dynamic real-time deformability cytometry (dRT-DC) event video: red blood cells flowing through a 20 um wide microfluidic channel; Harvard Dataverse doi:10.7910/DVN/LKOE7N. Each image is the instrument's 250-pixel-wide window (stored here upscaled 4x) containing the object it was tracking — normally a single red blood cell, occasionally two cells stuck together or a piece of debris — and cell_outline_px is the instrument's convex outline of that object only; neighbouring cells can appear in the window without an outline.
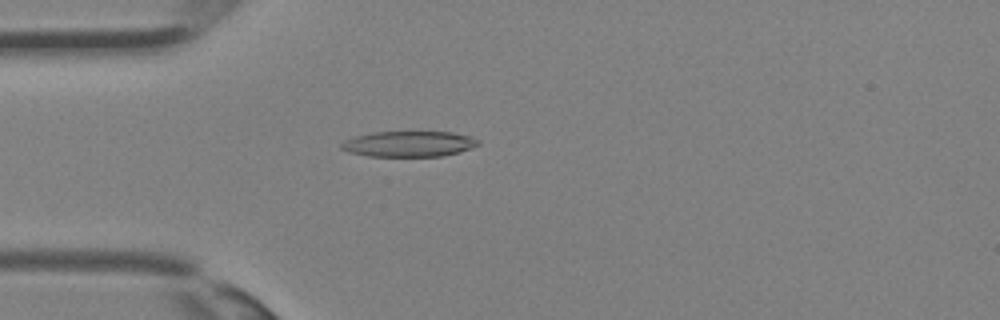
{"species": "Egyptian fruit bat (a non-hibernating species)", "species_latin": "Rousettus aegyptiacus", "temperature_condition": "room temperature", "stored_images_in_passage": 34, "camera_frame_rate_fps": 3000, "um_per_image_px": 0.085, "animal": {"sex": "female"}, "frame": {"image": 1, "passage_image": 9, "time_ms": 2.667, "image_size_px": [1000, 320], "cell_outline_px": [[480, 144], [472, 148], [460, 152], [444, 156], [368, 156], [348, 152], [340, 148], [340, 144], [344, 140], [356, 136], [372, 132], [452, 132], [472, 136], [480, 140]], "centroid_in_image_um": [34.79, 12.23], "position_along_channel_um": 50.2, "area_um2": 20.63}}
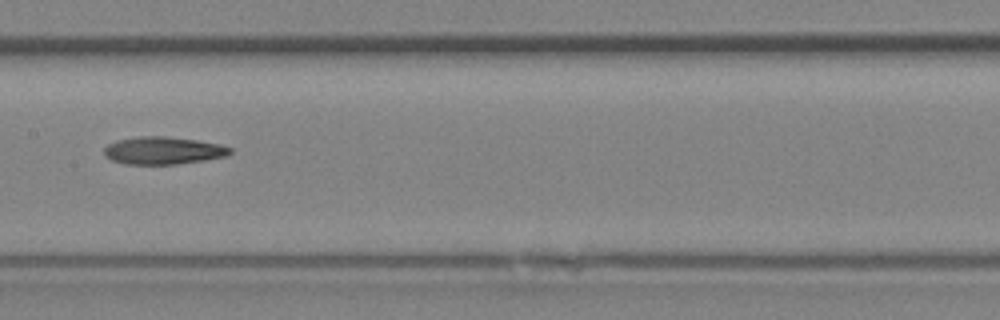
{"frame": {"image": 2, "passage_image": 17, "time_ms": 5.333, "image_size_px": [1000, 320], "cell_outline_px": [[232, 152], [224, 156], [204, 160], [176, 164], [124, 164], [112, 160], [104, 156], [104, 148], [108, 144], [116, 140], [140, 136], [164, 136], [196, 140], [220, 144], [232, 148]], "centroid_in_image_um": [13.84, 12.79], "position_along_channel_um": 193.6, "area_um2": 20.17}}
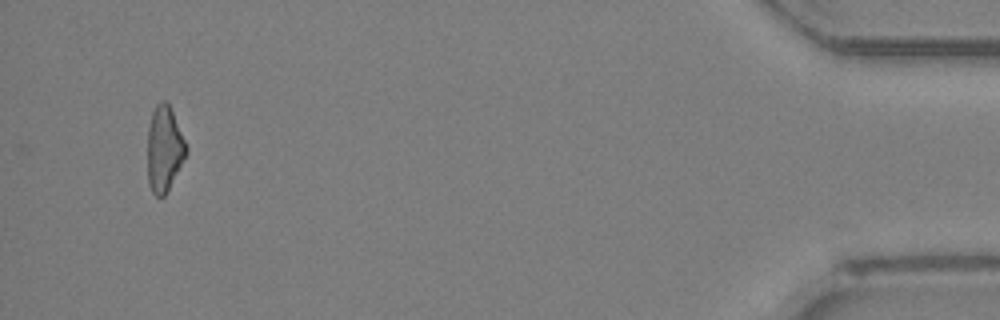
{"frame": {"image": 3, "passage_image": 33, "time_ms": 10.667, "image_size_px": [1000, 320], "cell_outline_px": [[188, 152], [168, 192], [164, 196], [156, 196], [152, 192], [148, 184], [148, 128], [152, 112], [156, 104], [160, 100], [164, 100], [168, 104], [172, 112], [188, 148]], "centroid_in_image_um": [13.96, 12.69], "position_along_channel_um": 421.2, "area_um2": 19.31}}